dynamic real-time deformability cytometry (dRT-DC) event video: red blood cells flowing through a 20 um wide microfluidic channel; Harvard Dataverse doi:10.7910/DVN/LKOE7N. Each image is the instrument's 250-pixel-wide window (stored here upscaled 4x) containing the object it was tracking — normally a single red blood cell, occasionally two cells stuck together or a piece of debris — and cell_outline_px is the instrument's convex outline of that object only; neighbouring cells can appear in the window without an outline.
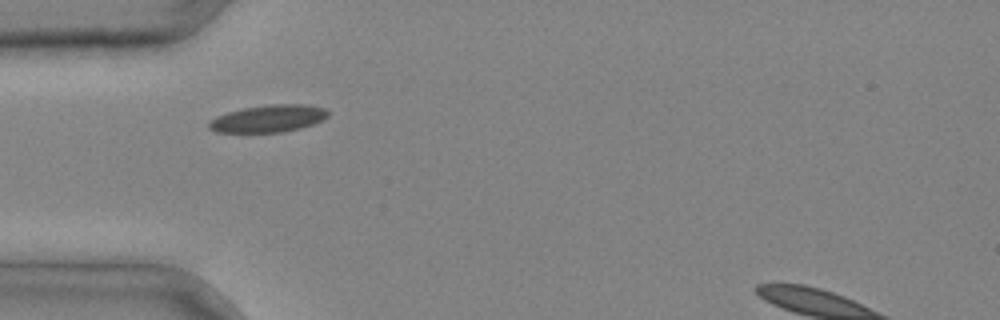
{"species": "common noctule bat (a hibernating species)", "species_latin": "Nyctalus noctula", "temperature_condition": "cold", "stored_images_in_passage": 6, "camera_frame_rate_fps": 3000, "um_per_image_px": 0.085, "animal": {"sex": "male", "body_mass_g": 20.4}, "frame": {"image": 1, "passage_image": 5, "time_ms": 1.333, "image_size_px": [1000, 320], "cell_outline_px": [[328, 116], [312, 124], [300, 128], [284, 132], [216, 132], [208, 128], [208, 120], [216, 116], [228, 112], [244, 108], [272, 104], [308, 104], [324, 108], [328, 112]], "centroid_in_image_um": [22.78, 10.08], "position_along_channel_um": 62.2, "area_um2": 18.84}}